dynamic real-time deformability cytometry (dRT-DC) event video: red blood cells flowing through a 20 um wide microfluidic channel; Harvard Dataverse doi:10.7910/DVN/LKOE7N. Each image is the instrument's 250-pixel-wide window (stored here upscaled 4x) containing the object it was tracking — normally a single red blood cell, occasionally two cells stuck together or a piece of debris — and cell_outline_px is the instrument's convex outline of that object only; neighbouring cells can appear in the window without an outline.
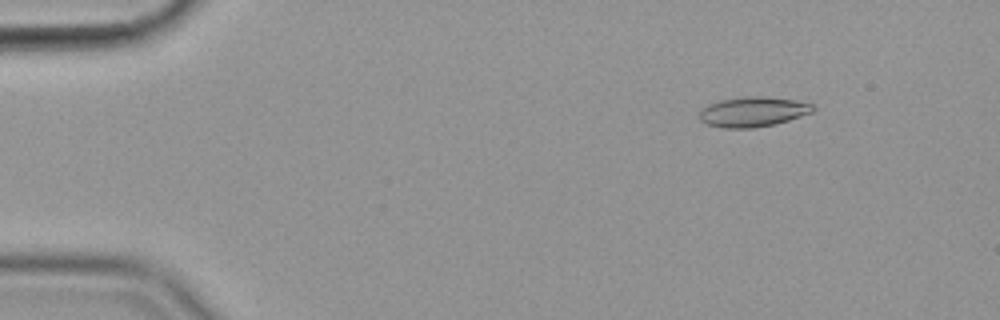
{"species": "common noctule bat (a hibernating species)", "species_latin": "Nyctalus noctula", "temperature_condition": "cold", "stored_images_in_passage": 56, "camera_frame_rate_fps": 3000, "um_per_image_px": 0.085, "animal": {"sex": "female", "body_mass_g": 19.9}, "frame": {"image": 1, "passage_image": 7, "time_ms": 2.0, "image_size_px": [1000, 320], "cell_outline_px": [[816, 108], [812, 112], [776, 124], [752, 128], [724, 128], [708, 124], [700, 120], [700, 108], [708, 104], [720, 100], [744, 96], [764, 96], [796, 100], [816, 104]], "centroid_in_image_um": [64.02, 9.49], "position_along_channel_um": 21.0, "area_um2": 20.0}}
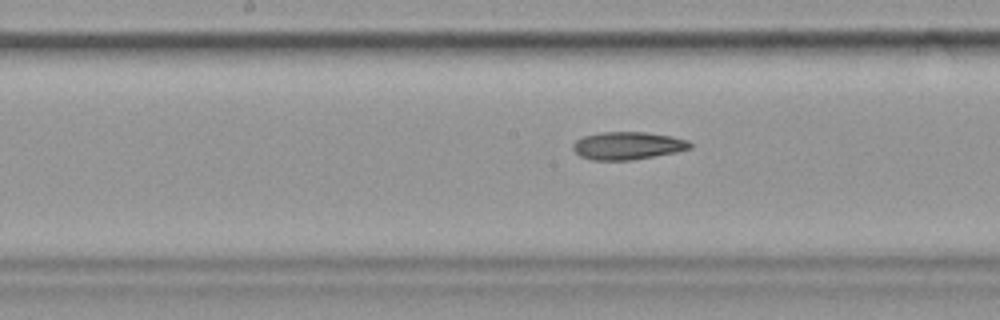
{"frame": {"image": 2, "passage_image": 29, "time_ms": 9.333, "image_size_px": [1000, 320], "cell_outline_px": [[692, 148], [676, 152], [632, 160], [592, 160], [580, 156], [572, 148], [572, 144], [576, 140], [584, 136], [600, 132], [644, 132], [672, 136], [688, 140], [692, 144]], "centroid_in_image_um": [53.35, 12.38], "position_along_channel_um": 194.8, "area_um2": 18.96}}
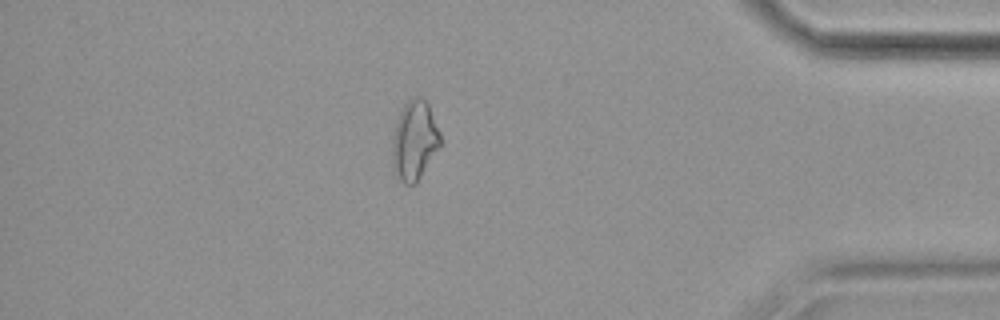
{"frame": {"image": 3, "passage_image": 49, "time_ms": 16.0, "image_size_px": [1000, 320], "cell_outline_px": [[440, 148], [416, 184], [404, 184], [400, 180], [392, 168], [392, 136], [400, 112], [404, 104], [412, 96], [420, 96], [428, 104], [440, 132]], "centroid_in_image_um": [35.23, 11.96], "position_along_channel_um": 400.0, "area_um2": 22.43}}